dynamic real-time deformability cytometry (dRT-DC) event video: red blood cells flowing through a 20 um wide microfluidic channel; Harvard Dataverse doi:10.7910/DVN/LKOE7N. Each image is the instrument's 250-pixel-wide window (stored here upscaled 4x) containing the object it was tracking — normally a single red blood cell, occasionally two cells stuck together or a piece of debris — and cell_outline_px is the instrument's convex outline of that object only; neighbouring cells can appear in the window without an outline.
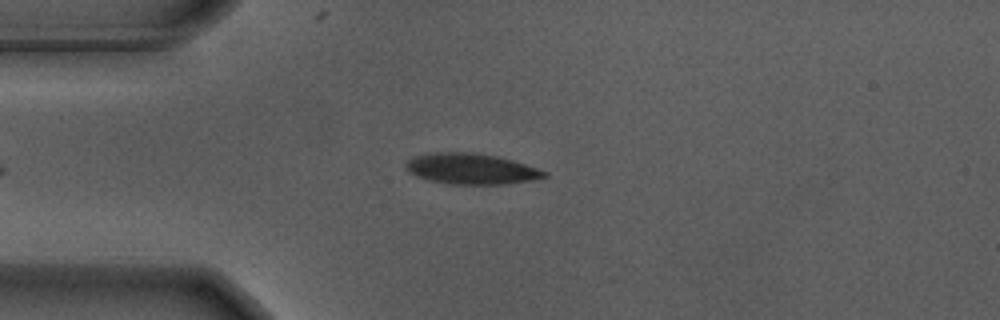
{"species": "Egyptian fruit bat (a non-hibernating species)", "species_latin": "Rousettus aegyptiacus", "temperature_condition": "warm", "stored_images_in_passage": 43, "camera_frame_rate_fps": 3000, "um_per_image_px": 0.085, "animal": {"sex": "male"}, "frame": {"image": 1, "passage_image": 5, "time_ms": 1.333, "image_size_px": [1000, 320], "cell_outline_px": [[548, 176], [532, 180], [504, 184], [448, 184], [432, 180], [420, 176], [412, 172], [404, 164], [408, 160], [416, 156], [428, 152], [476, 152], [496, 156], [512, 160], [548, 172]], "centroid_in_image_um": [40.08, 14.34], "position_along_channel_um": 44.9, "area_um2": 24.51}}
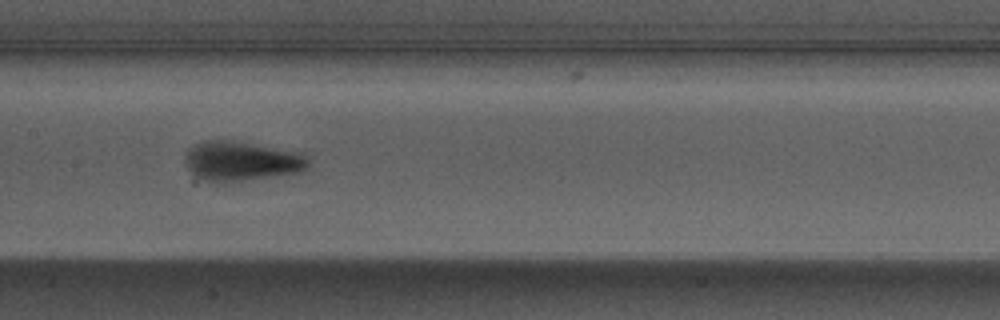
{"frame": {"image": 2, "passage_image": 18, "time_ms": 5.667, "image_size_px": [1000, 320], "cell_outline_px": [[308, 168], [304, 172], [224, 184], [204, 180], [188, 168], [184, 160], [184, 152], [188, 148], [204, 140], [228, 140], [304, 152], [308, 156]], "centroid_in_image_um": [20.56, 13.71], "position_along_channel_um": 186.8, "area_um2": 29.07}}
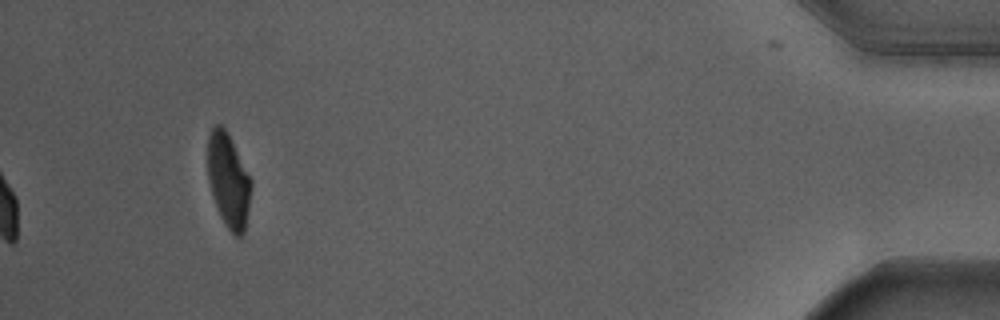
{"frame": {"image": 3, "passage_image": 43, "time_ms": 14.0, "image_size_px": [1000, 320], "cell_outline_px": [[252, 188], [244, 232], [240, 236], [236, 236], [224, 224], [220, 216], [208, 180], [208, 136], [212, 128], [216, 124], [220, 124], [224, 128], [252, 180]], "centroid_in_image_um": [19.42, 15.35], "position_along_channel_um": 415.8, "area_um2": 23.35}, "authors_computed_cell_mechanics": {"area_um2": 25.5476, "velocity_mm_per_s": 3.6564, "shape_relaxation_time_tau1_ms": 2.487, "shape_relaxation_time_tau2_ms": null, "deformation_change_tau1": 0.1734, "deformation_change_tau2": null}}